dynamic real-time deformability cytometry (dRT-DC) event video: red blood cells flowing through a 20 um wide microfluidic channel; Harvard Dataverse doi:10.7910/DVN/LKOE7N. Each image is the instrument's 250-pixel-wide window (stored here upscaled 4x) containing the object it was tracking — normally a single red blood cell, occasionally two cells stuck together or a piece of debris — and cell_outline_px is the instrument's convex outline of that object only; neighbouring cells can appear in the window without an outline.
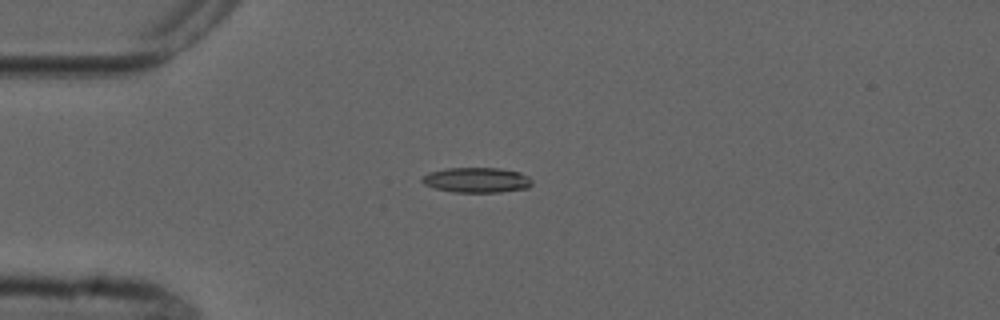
{"species": "common noctule bat (a hibernating species)", "species_latin": "Nyctalus noctula", "temperature_condition": "cold", "stored_images_in_passage": 5, "camera_frame_rate_fps": 3000, "um_per_image_px": 0.085, "animal": {"sex": "male", "forearm_length_mm": 52.5}, "frame": {"image": 1, "passage_image": 1, "time_ms": 0.0, "image_size_px": [1000, 320], "cell_outline_px": [[532, 184], [528, 188], [500, 192], [452, 192], [432, 188], [424, 184], [420, 180], [420, 176], [428, 172], [448, 168], [500, 168], [520, 172], [528, 176], [532, 180]], "centroid_in_image_um": [40.48, 15.3], "position_along_channel_um": 44.5, "area_um2": 16.36}}
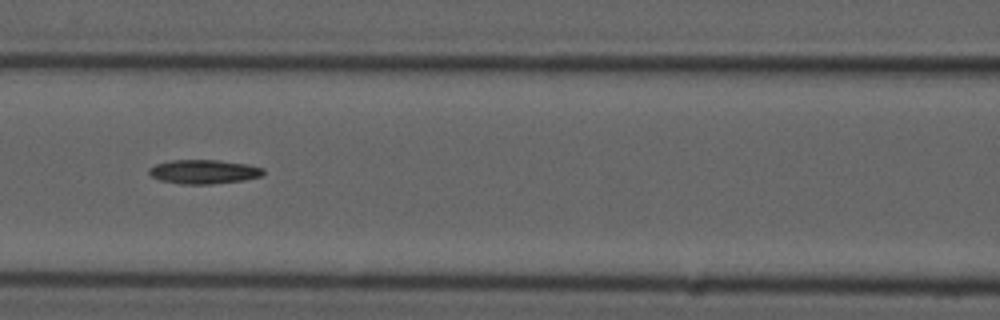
{"frame": {"image": 2, "passage_image": 4, "time_ms": 3.333, "image_size_px": [1000, 320], "cell_outline_px": [[264, 172], [260, 176], [244, 180], [208, 184], [180, 184], [160, 180], [152, 176], [148, 172], [148, 168], [156, 164], [172, 160], [220, 160], [248, 164], [264, 168]], "centroid_in_image_um": [17.32, 14.59], "position_along_channel_um": 149.3, "area_um2": 16.01}}
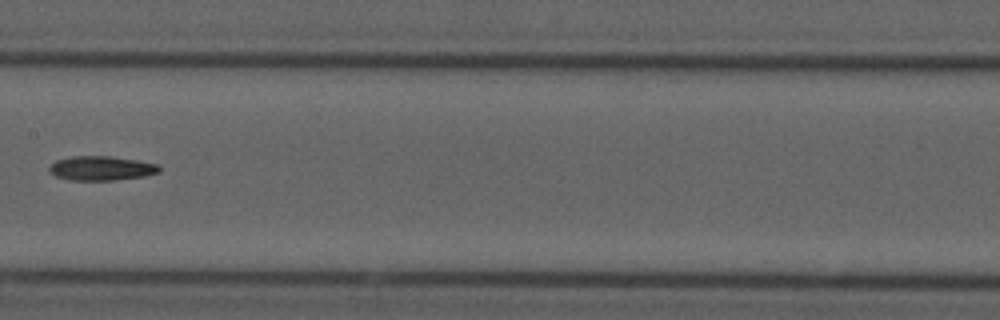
{"frame": {"image": 3, "passage_image": 5, "time_ms": 4.667, "image_size_px": [1000, 320], "cell_outline_px": [[160, 172], [144, 176], [116, 180], [68, 180], [56, 176], [48, 172], [48, 168], [56, 160], [68, 156], [112, 156], [160, 164]], "centroid_in_image_um": [8.6, 14.3], "position_along_channel_um": 198.8, "area_um2": 15.78}}